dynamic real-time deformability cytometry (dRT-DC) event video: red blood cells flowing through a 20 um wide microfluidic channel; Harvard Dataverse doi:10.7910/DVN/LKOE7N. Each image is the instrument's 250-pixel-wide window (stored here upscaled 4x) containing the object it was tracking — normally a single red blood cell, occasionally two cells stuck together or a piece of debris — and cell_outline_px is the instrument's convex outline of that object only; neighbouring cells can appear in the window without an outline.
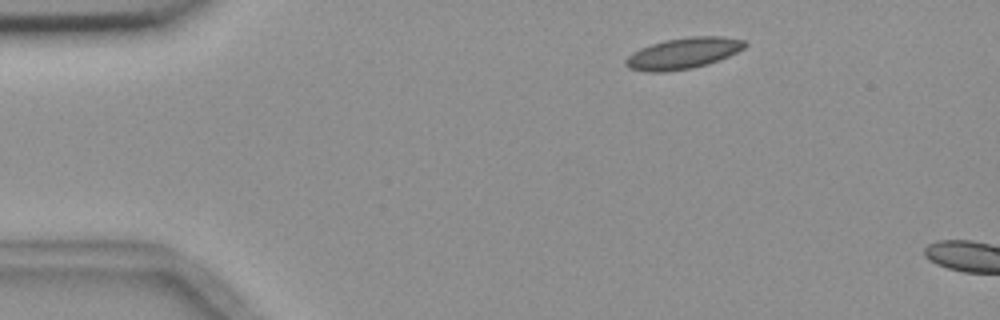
{"species": "common noctule bat (a hibernating species)", "species_latin": "Nyctalus noctula", "temperature_condition": "room temperature", "stored_images_in_passage": 3, "camera_frame_rate_fps": 3000, "um_per_image_px": 0.085, "animal": {"sex": "female", "body_mass_g": 18.4}, "frame": {"image": 1, "passage_image": 2, "time_ms": 1.0, "image_size_px": [1000, 320], "cell_outline_px": [[748, 44], [744, 48], [728, 56], [708, 64], [688, 68], [664, 72], [648, 72], [628, 68], [624, 64], [624, 60], [632, 52], [640, 48], [664, 40], [688, 36], [720, 36], [744, 40]], "centroid_in_image_um": [58.04, 4.52], "position_along_channel_um": 27.0, "area_um2": 21.56}}